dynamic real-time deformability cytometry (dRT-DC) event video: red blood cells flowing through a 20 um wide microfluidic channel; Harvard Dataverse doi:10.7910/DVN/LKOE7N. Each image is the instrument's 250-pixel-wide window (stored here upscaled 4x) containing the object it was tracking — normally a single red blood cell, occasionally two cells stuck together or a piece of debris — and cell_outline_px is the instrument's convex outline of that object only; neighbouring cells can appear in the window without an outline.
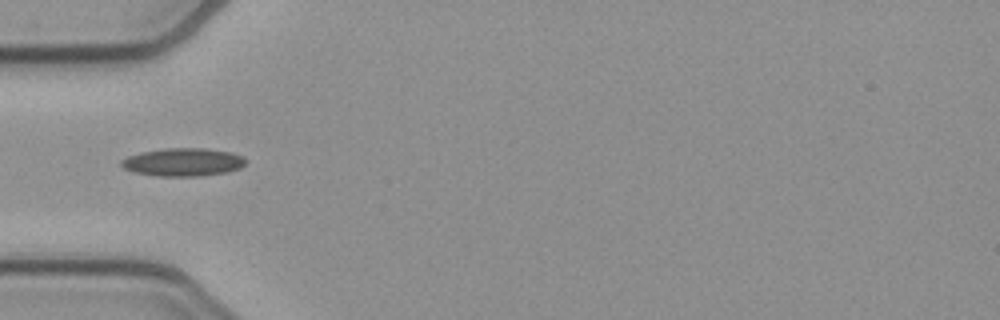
{"species": "common noctule bat (a hibernating species)", "species_latin": "Nyctalus noctula", "temperature_condition": "cold", "stored_images_in_passage": 37, "camera_frame_rate_fps": 3000, "um_per_image_px": 0.085, "animal": {"sex": "female", "body_mass_g": 21.9}, "frame": {"image": 1, "passage_image": 1, "time_ms": 0.0, "image_size_px": [1000, 320], "cell_outline_px": [[248, 160], [240, 168], [228, 172], [200, 176], [156, 176], [132, 172], [124, 168], [120, 164], [120, 160], [128, 156], [140, 152], [164, 148], [204, 148], [232, 152]], "centroid_in_image_um": [15.54, 13.78], "position_along_channel_um": 69.5, "area_um2": 20.52}}
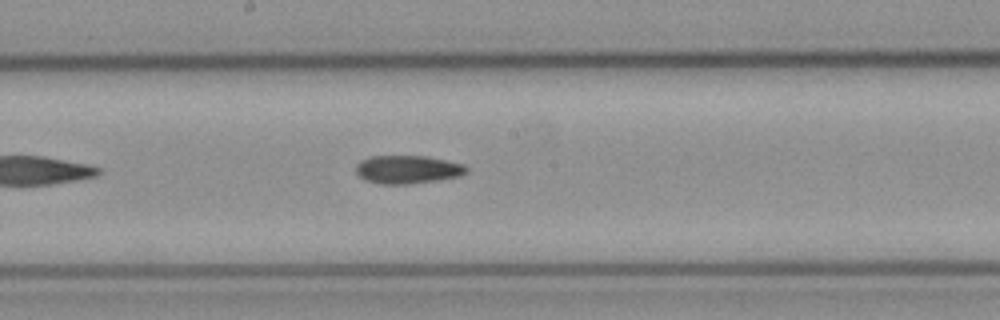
{"frame": {"image": 2, "passage_image": 12, "time_ms": 3.667, "image_size_px": [1000, 320], "cell_outline_px": [[468, 172], [460, 176], [440, 180], [412, 184], [380, 184], [364, 180], [356, 172], [356, 164], [360, 160], [372, 156], [428, 156], [464, 164], [468, 168]], "centroid_in_image_um": [34.67, 14.41], "position_along_channel_um": 213.5, "area_um2": 18.44}}
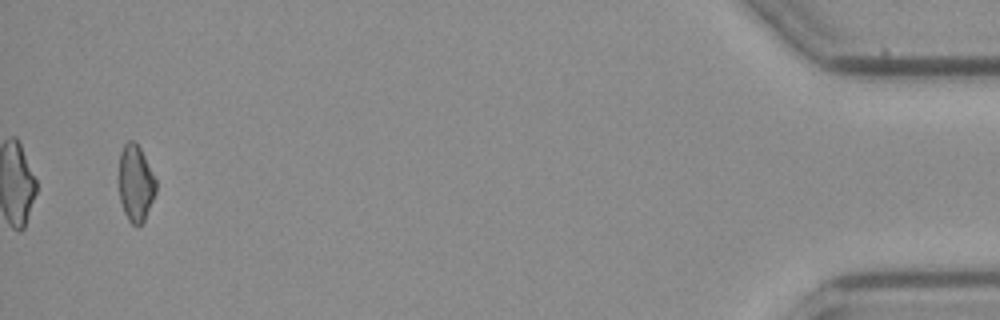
{"frame": {"image": 3, "passage_image": 35, "time_ms": 11.333, "image_size_px": [1000, 320], "cell_outline_px": [[156, 192], [144, 220], [140, 224], [132, 224], [128, 220], [124, 212], [120, 200], [116, 180], [120, 152], [124, 144], [128, 140], [136, 140], [156, 180]], "centroid_in_image_um": [11.47, 15.53], "position_along_channel_um": 423.7, "area_um2": 16.94}, "authors_computed_cell_mechanics": {"area_um2": 18.0336, "velocity_mm_per_s": 3.8844, "shape_relaxation_time_tau1_ms": 5.7335, "shape_relaxation_time_tau2_ms": null, "deformation_change_tau1": 0.1328, "deformation_change_tau2": null}}